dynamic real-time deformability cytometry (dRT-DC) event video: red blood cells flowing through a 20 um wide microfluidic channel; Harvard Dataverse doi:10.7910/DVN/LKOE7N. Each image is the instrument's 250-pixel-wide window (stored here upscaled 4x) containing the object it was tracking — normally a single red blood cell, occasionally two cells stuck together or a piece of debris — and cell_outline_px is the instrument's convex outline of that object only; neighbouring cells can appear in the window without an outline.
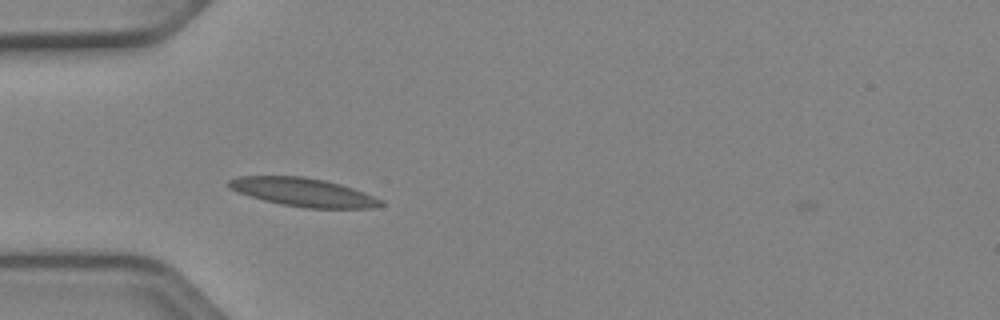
{"species": "Egyptian fruit bat (a non-hibernating species)", "species_latin": "Rousettus aegyptiacus", "temperature_condition": "cold", "stored_images_in_passage": 2, "camera_frame_rate_fps": 3000, "um_per_image_px": 0.085, "animal": {"sex": "female"}, "frame": {"image": 1, "passage_image": 1, "time_ms": 0.0, "image_size_px": [1000, 320], "cell_outline_px": [[384, 204], [372, 208], [304, 208], [280, 204], [264, 200], [228, 188], [228, 180], [240, 176], [304, 176], [324, 180], [340, 184], [364, 192], [384, 200]], "centroid_in_image_um": [25.8, 16.34], "position_along_channel_um": 59.2, "area_um2": 25.09}}